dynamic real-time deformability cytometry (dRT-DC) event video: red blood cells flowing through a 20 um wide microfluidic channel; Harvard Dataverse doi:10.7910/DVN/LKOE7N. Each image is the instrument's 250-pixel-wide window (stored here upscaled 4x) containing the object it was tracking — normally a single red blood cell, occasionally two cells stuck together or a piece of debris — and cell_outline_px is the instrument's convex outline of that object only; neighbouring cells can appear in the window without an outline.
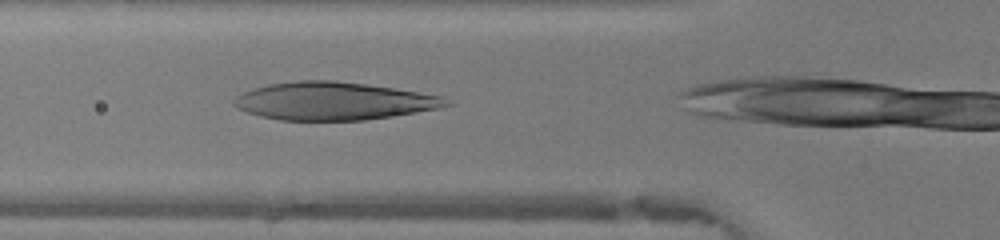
{"species": "human", "species_latin": "Homo sapiens", "temperature_condition": "warm", "stored_images_in_passage": 14, "camera_frame_rate_fps": 3000, "um_per_image_px": 0.085, "donor": {"sex": "female"}, "frame": {"image": 1, "passage_image": 8, "time_ms": 2.333, "image_size_px": [1000, 240], "cell_outline_px": [[452, 104], [436, 108], [392, 116], [364, 120], [280, 120], [260, 116], [248, 112], [232, 104], [232, 100], [236, 96], [244, 92], [256, 88], [272, 84], [300, 80], [332, 80], [364, 84], [392, 88], [440, 96]], "centroid_in_image_um": [28.3, 8.59], "position_along_channel_um": 97.5, "area_um2": 45.95}}
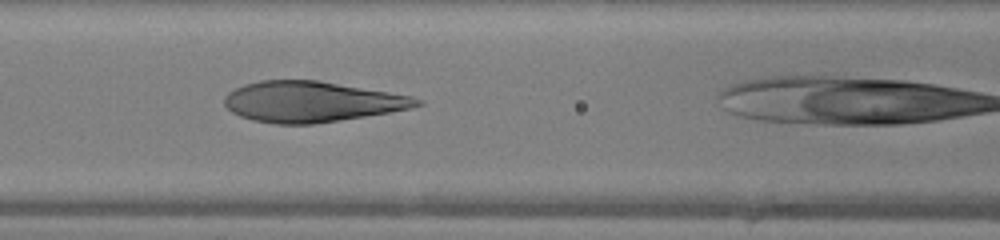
{"frame": {"image": 2, "passage_image": 11, "time_ms": 3.333, "image_size_px": [1000, 240], "cell_outline_px": [[424, 104], [408, 108], [388, 112], [364, 116], [312, 124], [276, 124], [252, 120], [240, 116], [232, 112], [224, 104], [224, 96], [228, 92], [244, 84], [260, 80], [316, 80], [408, 96], [420, 100]], "centroid_in_image_um": [26.38, 8.65], "position_along_channel_um": 140.2, "area_um2": 44.8}}
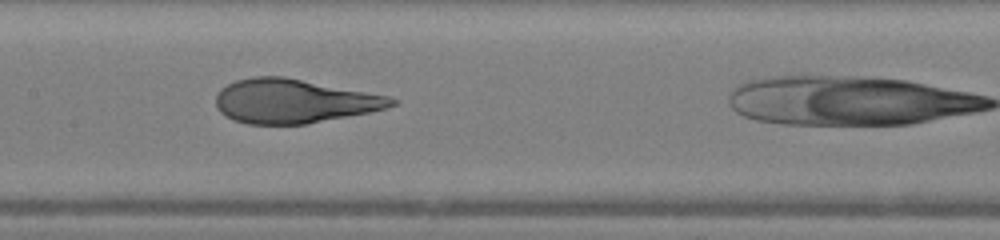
{"frame": {"image": 3, "passage_image": 14, "time_ms": 4.333, "image_size_px": [1000, 240], "cell_outline_px": [[400, 100], [396, 104], [384, 108], [368, 112], [304, 124], [248, 124], [232, 120], [220, 112], [216, 104], [216, 96], [228, 84], [236, 80], [256, 76], [284, 76], [388, 96]], "centroid_in_image_um": [24.96, 8.59], "position_along_channel_um": 182.4, "area_um2": 44.56}}